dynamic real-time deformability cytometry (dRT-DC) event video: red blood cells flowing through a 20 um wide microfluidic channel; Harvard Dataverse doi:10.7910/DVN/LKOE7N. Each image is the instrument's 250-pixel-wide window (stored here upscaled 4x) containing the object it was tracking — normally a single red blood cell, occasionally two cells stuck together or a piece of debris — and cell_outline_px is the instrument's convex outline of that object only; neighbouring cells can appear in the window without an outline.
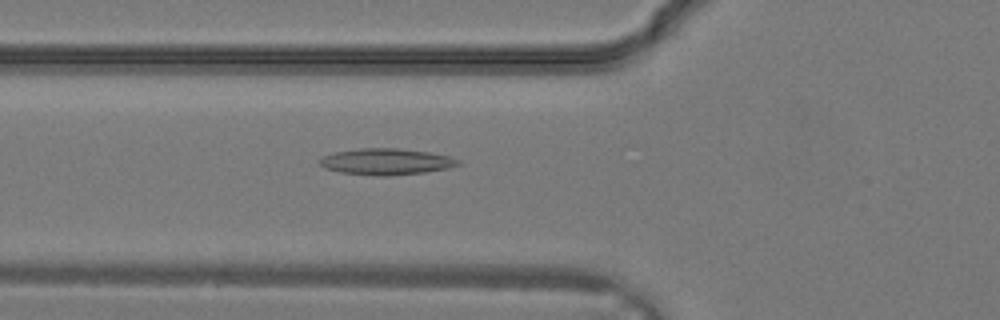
{"species": "common noctule bat (a hibernating species)", "species_latin": "Nyctalus noctula", "temperature_condition": "warm", "stored_images_in_passage": 17, "camera_frame_rate_fps": 3000, "um_per_image_px": 0.085, "animal": {"sex": "male", "body_mass_g": 19.2, "forearm_length_mm": 51.8}, "frame": {"image": 1, "passage_image": 4, "time_ms": 1.0, "image_size_px": [1000, 320], "cell_outline_px": [[460, 164], [448, 168], [424, 172], [388, 176], [376, 176], [340, 172], [324, 168], [320, 164], [320, 160], [324, 156], [336, 152], [360, 148], [400, 148], [428, 152], [448, 156], [460, 160]], "centroid_in_image_um": [32.83, 13.74], "position_along_channel_um": 93.0, "area_um2": 21.1}}
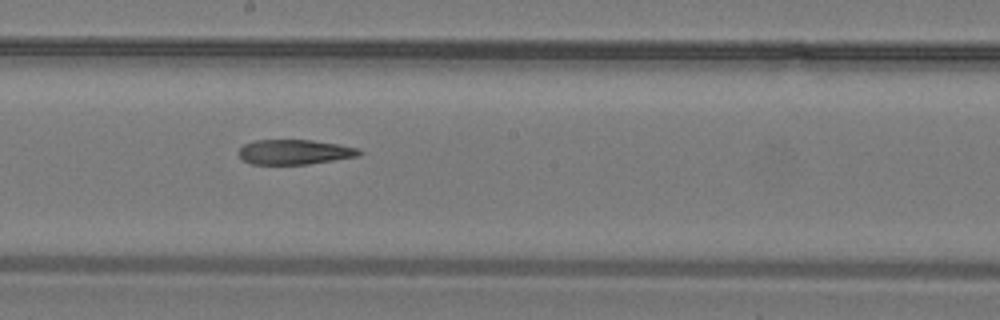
{"frame": {"image": 2, "passage_image": 10, "time_ms": 3.0, "image_size_px": [1000, 320], "cell_outline_px": [[364, 152], [360, 156], [308, 164], [252, 164], [244, 160], [240, 156], [240, 148], [244, 144], [256, 140], [312, 140], [340, 144], [360, 148]], "centroid_in_image_um": [25.12, 12.91], "position_along_channel_um": 223.1, "area_um2": 17.51}}
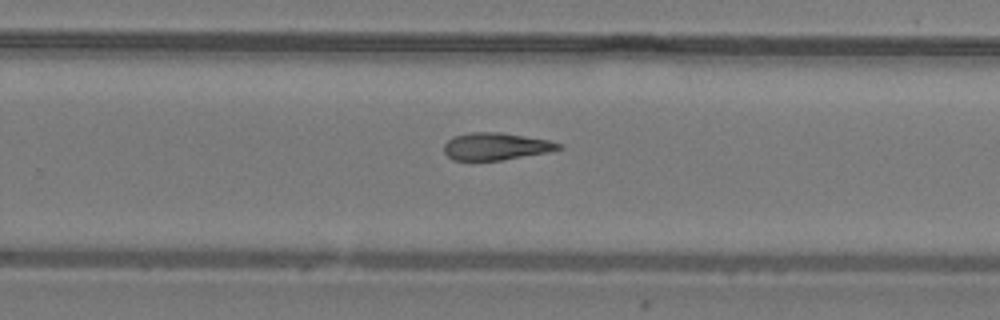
{"frame": {"image": 3, "passage_image": 13, "time_ms": 4.0, "image_size_px": [1000, 320], "cell_outline_px": [[564, 148], [548, 152], [504, 160], [452, 160], [444, 152], [444, 144], [452, 136], [468, 132], [500, 132], [548, 140], [564, 144]], "centroid_in_image_um": [42.16, 12.44], "position_along_channel_um": 287.6, "area_um2": 18.38}}